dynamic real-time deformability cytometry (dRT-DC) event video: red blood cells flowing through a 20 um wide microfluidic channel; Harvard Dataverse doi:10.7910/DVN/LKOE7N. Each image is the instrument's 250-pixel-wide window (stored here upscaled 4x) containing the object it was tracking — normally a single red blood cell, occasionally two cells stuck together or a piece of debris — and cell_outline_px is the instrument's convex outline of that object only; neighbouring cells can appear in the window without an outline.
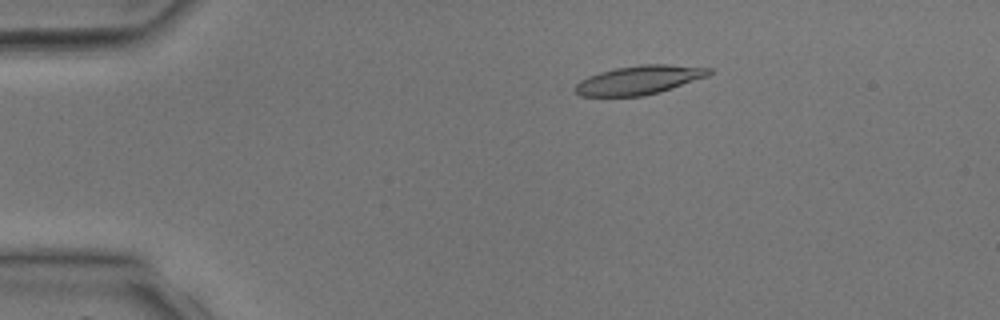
{"species": "common noctule bat (a hibernating species)", "species_latin": "Nyctalus noctula", "temperature_condition": "room temperature", "stored_images_in_passage": 4, "camera_frame_rate_fps": 3000, "um_per_image_px": 0.085, "animal": {"sex": "male", "body_mass_g": 17.9, "forearm_length_mm": 54.2}, "frame": {"image": 1, "passage_image": 3, "time_ms": 2.333, "image_size_px": [1000, 320], "cell_outline_px": [[712, 72], [708, 76], [660, 92], [644, 96], [580, 96], [572, 88], [580, 80], [588, 76], [600, 72], [616, 68], [640, 64], [668, 64], [712, 68]], "centroid_in_image_um": [54.32, 6.8], "position_along_channel_um": 30.7, "area_um2": 22.6}}